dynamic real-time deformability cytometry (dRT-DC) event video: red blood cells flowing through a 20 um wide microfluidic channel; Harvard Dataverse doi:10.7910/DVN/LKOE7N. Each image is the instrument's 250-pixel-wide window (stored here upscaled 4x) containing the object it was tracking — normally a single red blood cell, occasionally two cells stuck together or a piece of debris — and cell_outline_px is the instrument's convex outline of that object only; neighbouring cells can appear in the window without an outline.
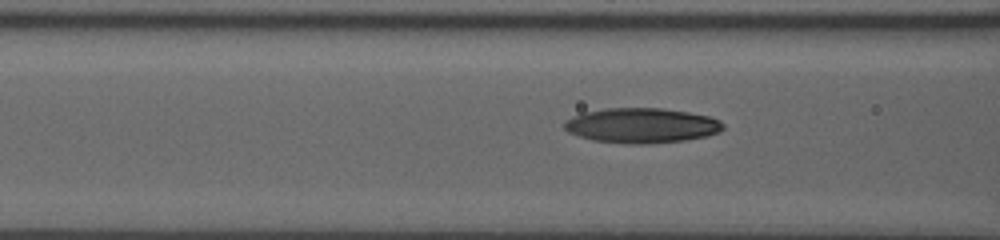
{"species": "human", "species_latin": "Homo sapiens", "temperature_condition": "room temperature", "stored_images_in_passage": 22, "camera_frame_rate_fps": 3000, "um_per_image_px": 0.085, "donor": {"sex": "male"}, "frame": {"image": 1, "passage_image": 9, "time_ms": 1.333, "image_size_px": [1000, 240], "cell_outline_px": [[724, 128], [720, 132], [708, 136], [684, 140], [648, 144], [628, 144], [592, 140], [568, 132], [564, 128], [564, 120], [572, 116], [584, 112], [604, 108], [660, 108], [688, 112], [708, 116], [720, 120], [724, 124]], "centroid_in_image_um": [54.53, 10.67], "position_along_channel_um": 112.1, "area_um2": 32.54}}
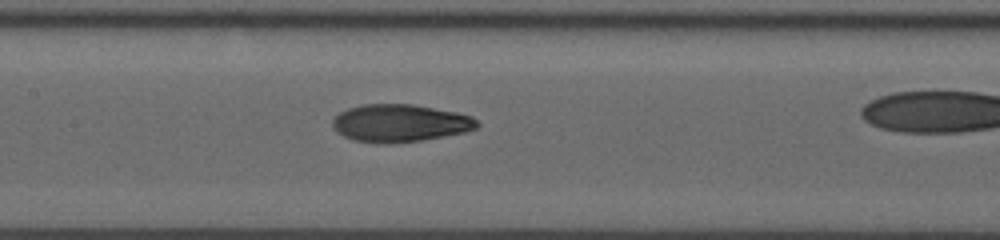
{"frame": {"image": 2, "passage_image": 19, "time_ms": 3.0, "image_size_px": [1000, 240], "cell_outline_px": [[480, 124], [476, 128], [464, 132], [420, 140], [356, 140], [344, 136], [336, 132], [332, 128], [332, 120], [340, 112], [348, 108], [360, 104], [412, 104], [456, 112], [472, 116]], "centroid_in_image_um": [34.0, 10.41], "position_along_channel_um": 173.4, "area_um2": 30.58}}